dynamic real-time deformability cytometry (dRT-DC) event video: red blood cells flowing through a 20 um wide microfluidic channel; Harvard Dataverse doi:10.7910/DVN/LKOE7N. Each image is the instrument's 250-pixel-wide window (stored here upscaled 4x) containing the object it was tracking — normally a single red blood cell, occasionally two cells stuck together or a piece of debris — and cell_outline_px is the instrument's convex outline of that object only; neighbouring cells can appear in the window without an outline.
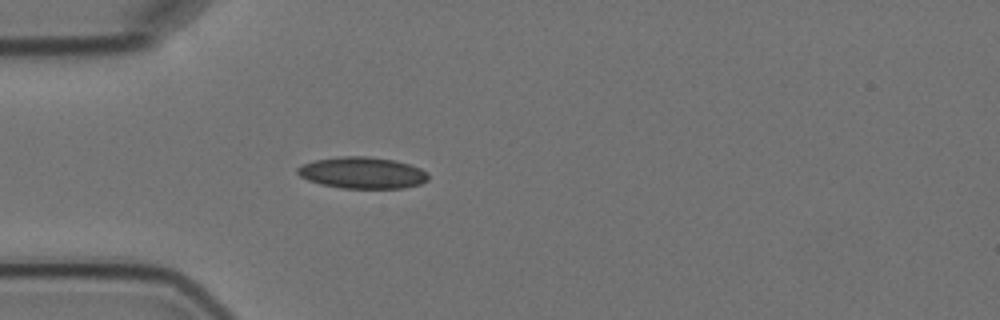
{"species": "Egyptian fruit bat (a non-hibernating species)", "species_latin": "Rousettus aegyptiacus", "temperature_condition": "cold", "stored_images_in_passage": 3, "camera_frame_rate_fps": 3000, "um_per_image_px": 0.085, "animal": {"sex": "female"}, "frame": {"image": 1, "passage_image": 3, "time_ms": 3.333, "image_size_px": [1000, 320], "cell_outline_px": [[428, 180], [420, 184], [404, 188], [340, 188], [320, 184], [308, 180], [300, 176], [296, 172], [296, 168], [300, 164], [316, 160], [340, 156], [368, 156], [392, 160], [408, 164], [420, 168], [428, 172]], "centroid_in_image_um": [30.77, 14.69], "position_along_channel_um": 54.2, "area_um2": 24.1}}